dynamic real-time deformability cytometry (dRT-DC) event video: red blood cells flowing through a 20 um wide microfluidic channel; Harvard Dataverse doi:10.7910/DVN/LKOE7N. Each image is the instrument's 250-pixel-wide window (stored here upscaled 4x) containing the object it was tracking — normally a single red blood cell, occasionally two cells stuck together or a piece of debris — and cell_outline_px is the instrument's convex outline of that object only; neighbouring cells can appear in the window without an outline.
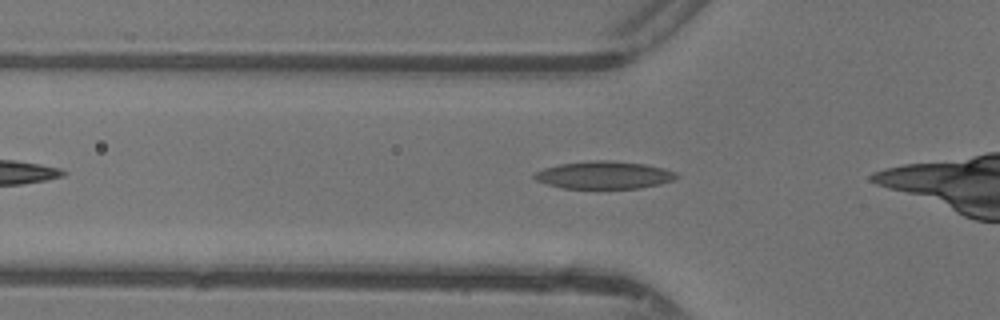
{"species": "common noctule bat (a hibernating species)", "species_latin": "Nyctalus noctula", "temperature_condition": "warm", "stored_images_in_passage": 7, "camera_frame_rate_fps": 3000, "um_per_image_px": 0.085, "animal": {"sex": "female"}, "frame": {"image": 1, "passage_image": 2, "time_ms": 0.333, "image_size_px": [1000, 320], "cell_outline_px": [[680, 176], [676, 180], [660, 184], [640, 188], [560, 188], [536, 180], [532, 176], [536, 172], [544, 168], [560, 164], [596, 160], [612, 160], [644, 164], [664, 168], [676, 172]], "centroid_in_image_um": [51.39, 14.88], "position_along_channel_um": 74.4, "area_um2": 22.89}}
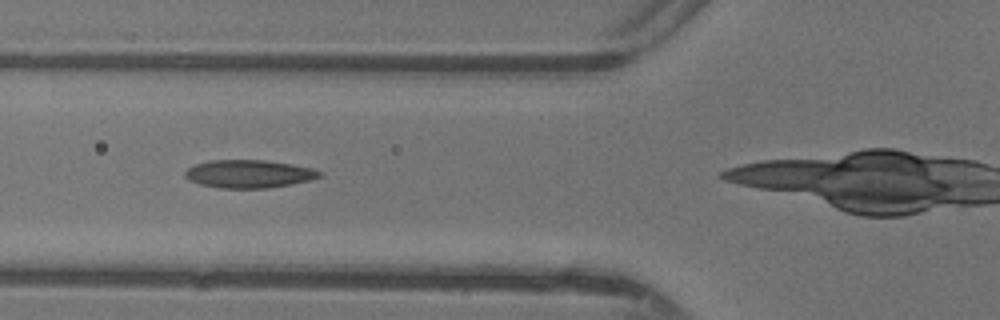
{"frame": {"image": 2, "passage_image": 4, "time_ms": 1.0, "image_size_px": [1000, 320], "cell_outline_px": [[324, 172], [320, 176], [308, 180], [268, 188], [220, 188], [200, 184], [184, 176], [184, 172], [188, 168], [196, 164], [208, 160], [264, 160], [292, 164], [312, 168]], "centroid_in_image_um": [21.14, 14.77], "position_along_channel_um": 104.7, "area_um2": 21.73}}